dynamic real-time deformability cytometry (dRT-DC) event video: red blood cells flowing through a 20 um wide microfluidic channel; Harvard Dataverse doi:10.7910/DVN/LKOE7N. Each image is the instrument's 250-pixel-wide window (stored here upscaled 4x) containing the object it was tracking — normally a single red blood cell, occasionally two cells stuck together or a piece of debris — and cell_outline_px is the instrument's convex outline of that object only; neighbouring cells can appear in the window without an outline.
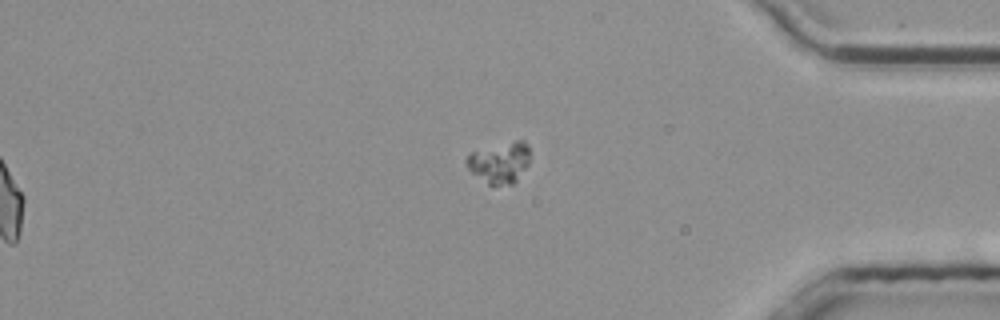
{"species": "common noctule bat (a hibernating species)", "species_latin": "Nyctalus noctula", "temperature_condition": "room temperature", "stored_images_in_passage": 56, "segment_of_instrument_passage": [2, 2], "camera_frame_rate_fps": 3000, "um_per_image_px": 0.085, "animal": {"sex": "male", "body_mass_g": 20.4}, "frame": {"image": 1, "passage_image": 56, "time_ms": 18.333, "image_size_px": [1000, 320], "cell_outline_px": [[528, 164], [516, 180], [512, 184], [488, 184], [472, 172], [468, 168], [464, 160], [472, 152], [516, 140], [524, 140], [528, 144]], "centroid_in_image_um": [42.47, 13.8], "position_along_channel_um": 392.7, "area_um2": 14.68}}